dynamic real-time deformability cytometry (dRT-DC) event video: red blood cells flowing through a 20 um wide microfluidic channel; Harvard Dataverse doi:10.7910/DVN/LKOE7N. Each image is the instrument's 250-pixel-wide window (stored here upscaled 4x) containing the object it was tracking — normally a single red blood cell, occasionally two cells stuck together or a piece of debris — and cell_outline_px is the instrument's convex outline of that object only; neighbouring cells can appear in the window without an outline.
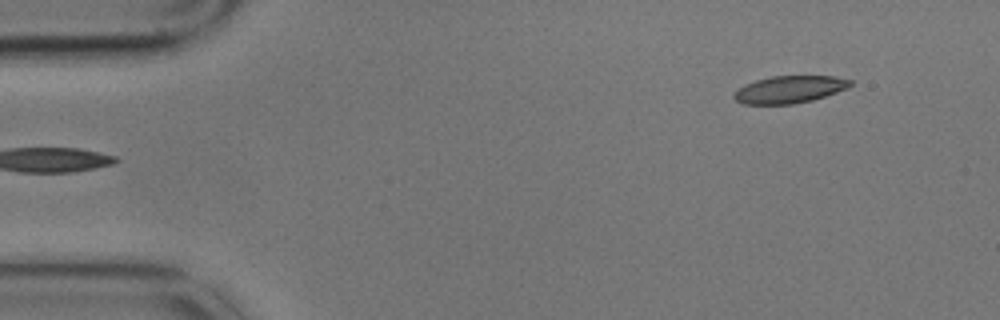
{"species": "common noctule bat (a hibernating species)", "species_latin": "Nyctalus noctula", "temperature_condition": "cold", "stored_images_in_passage": 5, "segment_of_instrument_passage": [2, 2], "camera_frame_rate_fps": 3000, "um_per_image_px": 0.085, "animal": {"sex": "male", "body_mass_g": 17.9}, "frame": {"image": 1, "passage_image": 5, "time_ms": 1.333, "image_size_px": [1000, 320], "cell_outline_px": [[852, 84], [848, 88], [812, 100], [792, 104], [744, 104], [736, 100], [732, 96], [744, 84], [756, 80], [772, 76], [836, 76], [852, 80]], "centroid_in_image_um": [67.12, 7.59], "position_along_channel_um": 17.9, "area_um2": 18.38}}